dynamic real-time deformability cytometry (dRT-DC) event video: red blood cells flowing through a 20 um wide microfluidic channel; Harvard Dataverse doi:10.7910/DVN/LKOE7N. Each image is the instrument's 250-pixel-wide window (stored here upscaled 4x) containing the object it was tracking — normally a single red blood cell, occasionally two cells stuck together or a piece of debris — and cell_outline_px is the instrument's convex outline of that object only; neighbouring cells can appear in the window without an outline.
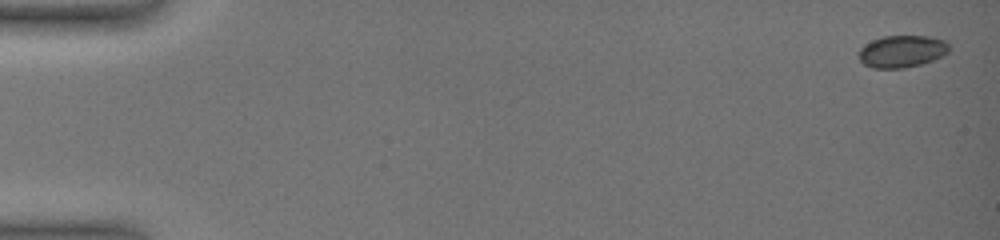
{"species": "common noctule bat (a hibernating species)", "species_latin": "Nyctalus noctula", "temperature_condition": "warm", "stored_images_in_passage": 32, "camera_frame_rate_fps": 3000, "um_per_image_px": 0.085, "animal": {"sex": "female", "body_mass_g": 19.0, "forearm_length_mm": 51.5}, "frame": {"image": 1, "passage_image": 1, "time_ms": 0.0, "image_size_px": [1000, 240], "cell_outline_px": [[948, 52], [944, 56], [920, 64], [904, 68], [872, 68], [864, 64], [860, 60], [856, 52], [864, 44], [872, 40], [884, 36], [928, 36], [944, 40], [948, 44]], "centroid_in_image_um": [76.62, 4.36], "position_along_channel_um": 8.4, "area_um2": 16.99}}
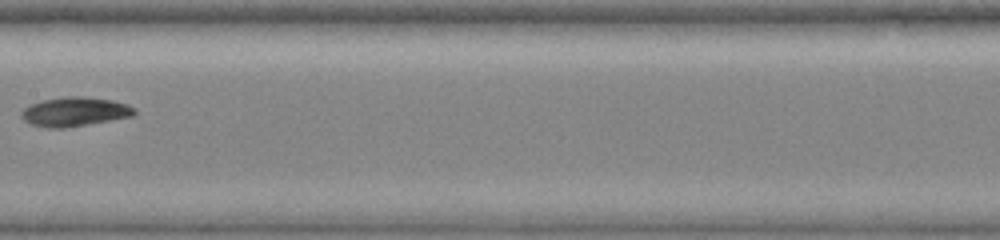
{"frame": {"image": 2, "passage_image": 19, "time_ms": 10.333, "image_size_px": [1000, 240], "cell_outline_px": [[136, 112], [132, 116], [64, 128], [48, 128], [32, 124], [24, 120], [20, 116], [20, 112], [28, 104], [44, 100], [64, 96], [80, 96], [112, 100], [128, 104], [136, 108]], "centroid_in_image_um": [6.33, 9.48], "position_along_channel_um": 201.1, "area_um2": 19.19}}
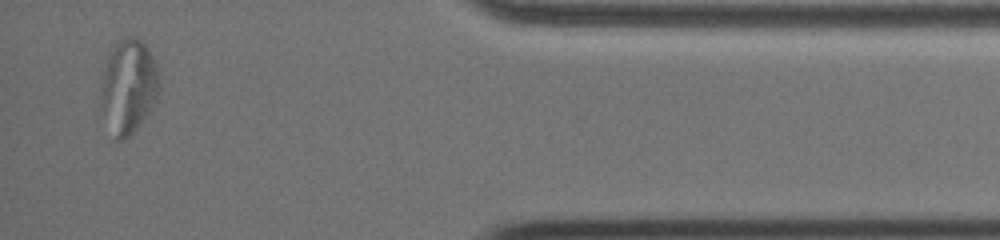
{"frame": {"image": 3, "passage_image": 32, "time_ms": 17.667, "image_size_px": [1000, 240], "cell_outline_px": [[160, 88], [152, 104], [136, 128], [124, 140], [116, 140], [104, 112], [100, 100], [100, 84], [104, 68], [112, 44], [128, 36], [136, 36], [148, 48], [160, 72]], "centroid_in_image_um": [10.91, 7.26], "position_along_channel_um": 424.3, "area_um2": 31.67}, "authors_computed_cell_mechanics": {"area_um2": 18.3226, "velocity_mm_per_s": 3.4866, "shape_relaxation_time_tau1_ms": null, "shape_relaxation_time_tau2_ms": 1.3893, "deformation_change_tau1": null, "deformation_change_tau2": 0.0571}}